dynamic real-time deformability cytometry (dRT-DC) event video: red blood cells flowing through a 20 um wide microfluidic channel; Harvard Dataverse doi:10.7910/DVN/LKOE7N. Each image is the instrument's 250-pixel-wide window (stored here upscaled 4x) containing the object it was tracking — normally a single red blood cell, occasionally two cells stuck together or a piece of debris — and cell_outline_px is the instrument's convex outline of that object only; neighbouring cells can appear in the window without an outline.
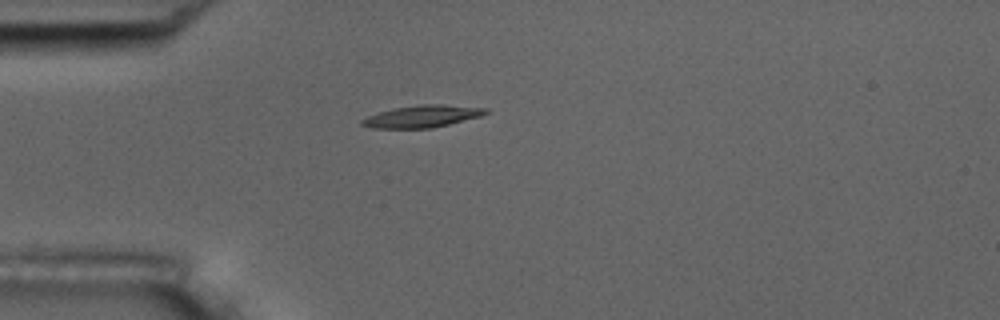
{"species": "common noctule bat (a hibernating species)", "species_latin": "Nyctalus noctula", "temperature_condition": "room temperature", "stored_images_in_passage": 2, "camera_frame_rate_fps": 3000, "um_per_image_px": 0.085, "animal": {"sex": "male", "body_mass_g": 17.5, "forearm_length_mm": 52.3}, "frame": {"image": 1, "passage_image": 1, "time_ms": 0.0, "image_size_px": [1000, 320], "cell_outline_px": [[488, 112], [480, 116], [432, 128], [372, 128], [360, 124], [360, 120], [368, 116], [392, 108], [420, 104], [444, 104], [488, 108]], "centroid_in_image_um": [35.87, 9.88], "position_along_channel_um": 49.1, "area_um2": 15.9}}